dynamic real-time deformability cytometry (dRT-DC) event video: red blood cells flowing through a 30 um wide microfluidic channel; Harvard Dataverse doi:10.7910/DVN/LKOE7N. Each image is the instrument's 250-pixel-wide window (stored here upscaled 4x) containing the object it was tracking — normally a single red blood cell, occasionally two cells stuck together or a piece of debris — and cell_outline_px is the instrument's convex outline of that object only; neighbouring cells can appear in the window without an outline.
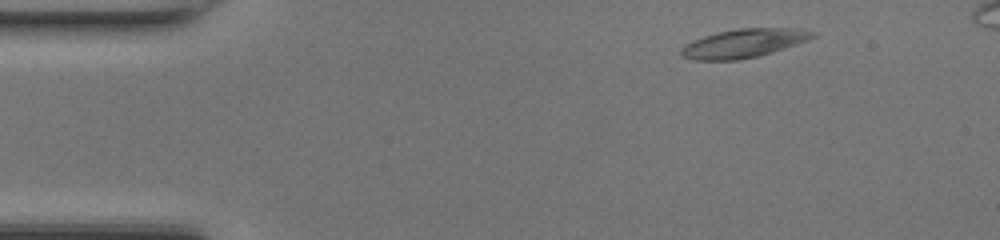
{"species": "common noctule bat (a hibernating species)", "species_latin": "Nyctalus noctula", "temperature_condition": "room temperature", "stored_images_in_passage": 44, "camera_frame_rate_fps": 3000, "um_per_image_px": 0.085, "animal": {"sex": "female", "body_mass_g": 17.0, "forearm_length_mm": 48.0}, "frame": {"image": 1, "passage_image": 3, "time_ms": 0.667, "image_size_px": [1000, 240], "cell_outline_px": [[816, 36], [756, 56], [736, 60], [696, 60], [684, 56], [680, 52], [680, 48], [704, 36], [716, 32], [740, 28], [796, 28], [816, 32]], "centroid_in_image_um": [63.17, 3.66], "position_along_channel_um": 21.8, "area_um2": 21.15}}
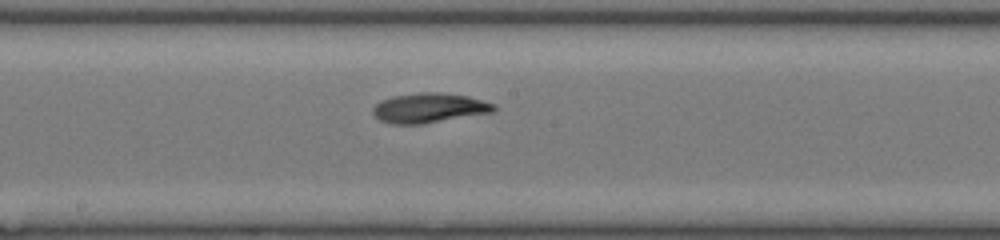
{"frame": {"image": 2, "passage_image": 22, "time_ms": 7.0, "image_size_px": [1000, 240], "cell_outline_px": [[496, 108], [492, 112], [420, 124], [392, 124], [380, 120], [372, 112], [372, 108], [380, 100], [392, 96], [420, 92], [440, 92], [468, 96], [496, 104]], "centroid_in_image_um": [36.45, 9.16], "position_along_channel_um": 211.7, "area_um2": 20.87}}
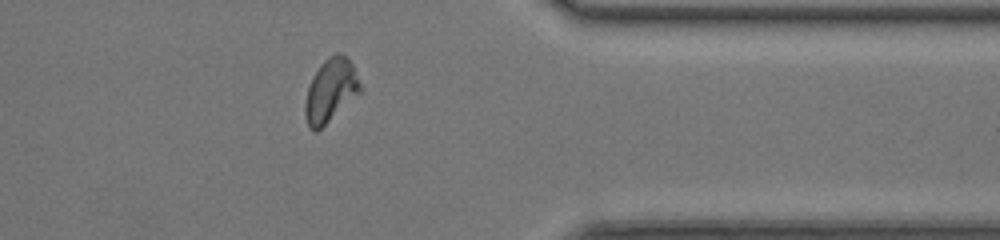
{"frame": {"image": 3, "passage_image": 35, "time_ms": 11.333, "image_size_px": [1000, 240], "cell_outline_px": [[364, 92], [316, 132], [308, 124], [304, 112], [304, 104], [308, 88], [312, 76], [320, 64], [328, 56], [336, 52], [340, 52], [348, 56], [364, 88]], "centroid_in_image_um": [28.16, 7.65], "position_along_channel_um": 383.2, "area_um2": 20.92}, "authors_computed_cell_mechanics": {"area_um2": 20.23, "velocity_mm_per_s": 4.2957, "shape_relaxation_time_tau1_ms": 4.1257, "shape_relaxation_time_tau2_ms": 4.0096, "deformation_change_tau1": 0.1598, "deformation_change_tau2": 0.0999}}